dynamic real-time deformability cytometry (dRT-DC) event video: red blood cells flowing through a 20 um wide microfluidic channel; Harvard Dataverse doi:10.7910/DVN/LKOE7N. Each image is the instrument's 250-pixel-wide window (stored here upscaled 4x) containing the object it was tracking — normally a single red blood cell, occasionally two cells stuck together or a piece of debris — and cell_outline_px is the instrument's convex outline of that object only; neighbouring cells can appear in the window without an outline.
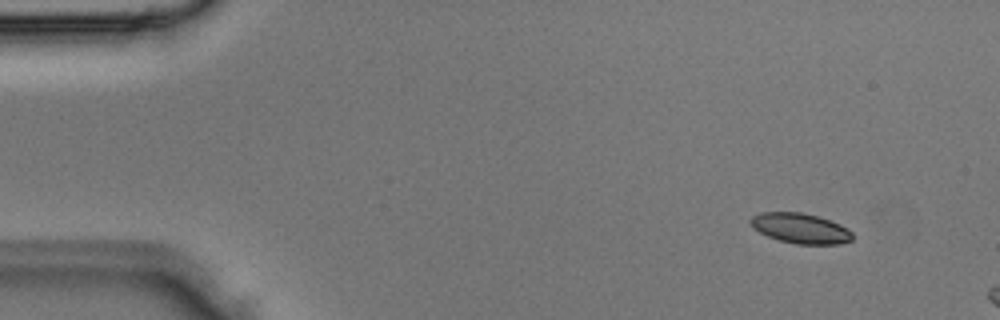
{"species": "Egyptian fruit bat (a non-hibernating species)", "species_latin": "Rousettus aegyptiacus", "temperature_condition": "room temperature", "stored_images_in_passage": 4, "camera_frame_rate_fps": 3000, "um_per_image_px": 0.085, "animal": {"sex": "male"}, "frame": {"image": 1, "passage_image": 2, "time_ms": 0.333, "image_size_px": [1000, 320], "cell_outline_px": [[852, 240], [840, 244], [796, 244], [780, 240], [768, 236], [752, 228], [748, 220], [752, 216], [760, 212], [800, 212], [816, 216], [840, 224], [848, 228], [852, 232]], "centroid_in_image_um": [68.01, 19.4], "position_along_channel_um": 17.0, "area_um2": 17.92}}